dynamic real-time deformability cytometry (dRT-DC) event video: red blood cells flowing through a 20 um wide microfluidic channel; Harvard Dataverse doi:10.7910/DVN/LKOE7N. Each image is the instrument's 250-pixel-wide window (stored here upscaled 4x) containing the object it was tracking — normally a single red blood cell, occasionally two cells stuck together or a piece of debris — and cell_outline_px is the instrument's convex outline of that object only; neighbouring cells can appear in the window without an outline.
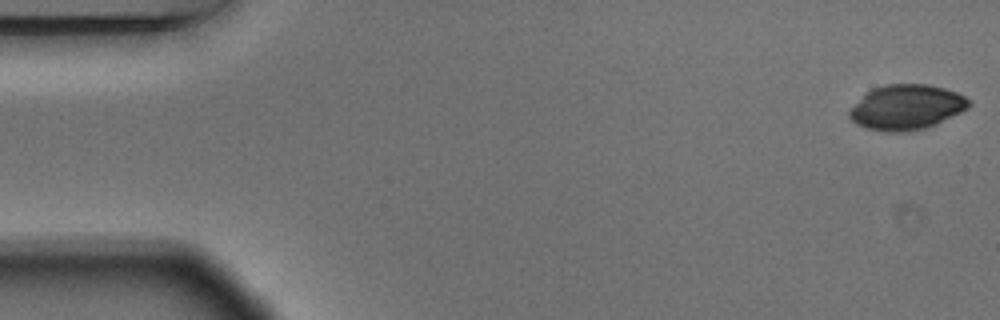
{"species": "Egyptian fruit bat (a non-hibernating species)", "species_latin": "Rousettus aegyptiacus", "temperature_condition": "warm", "stored_images_in_passage": 54, "camera_frame_rate_fps": 3000, "um_per_image_px": 0.085, "animal": {"sex": "male"}, "frame": {"image": 1, "passage_image": 1, "time_ms": 0.0, "image_size_px": [1000, 320], "cell_outline_px": [[972, 104], [968, 108], [936, 124], [924, 128], [904, 132], [884, 132], [864, 128], [856, 124], [848, 116], [848, 112], [872, 88], [884, 84], [928, 84], [944, 88], [956, 92], [972, 100]], "centroid_in_image_um": [77.07, 9.12], "position_along_channel_um": 7.9, "area_um2": 31.33}}
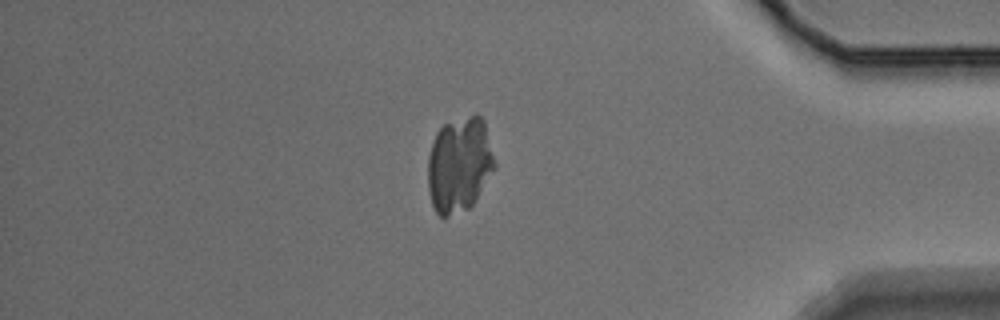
{"frame": {"image": 2, "passage_image": 46, "time_ms": 15.0, "image_size_px": [1000, 320], "cell_outline_px": [[496, 168], [472, 204], [468, 208], [448, 216], [440, 216], [436, 212], [432, 204], [428, 188], [428, 156], [436, 132], [444, 124], [476, 112], [484, 120], [496, 164]], "centroid_in_image_um": [39.05, 13.96], "position_along_channel_um": 396.1, "area_um2": 37.17}}
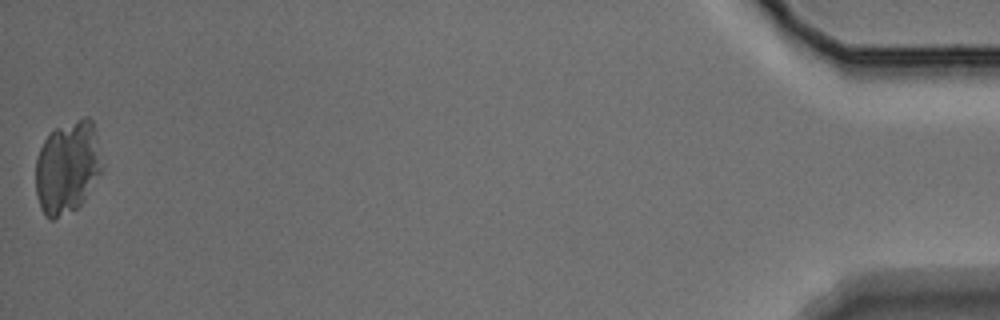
{"frame": {"image": 3, "passage_image": 54, "time_ms": 17.667, "image_size_px": [1000, 320], "cell_outline_px": [[104, 168], [84, 200], [76, 208], [52, 220], [48, 220], [44, 216], [40, 208], [36, 196], [36, 156], [44, 140], [56, 128], [84, 116], [88, 116], [92, 120], [104, 164]], "centroid_in_image_um": [5.74, 14.23], "position_along_channel_um": 429.5, "area_um2": 36.18}}